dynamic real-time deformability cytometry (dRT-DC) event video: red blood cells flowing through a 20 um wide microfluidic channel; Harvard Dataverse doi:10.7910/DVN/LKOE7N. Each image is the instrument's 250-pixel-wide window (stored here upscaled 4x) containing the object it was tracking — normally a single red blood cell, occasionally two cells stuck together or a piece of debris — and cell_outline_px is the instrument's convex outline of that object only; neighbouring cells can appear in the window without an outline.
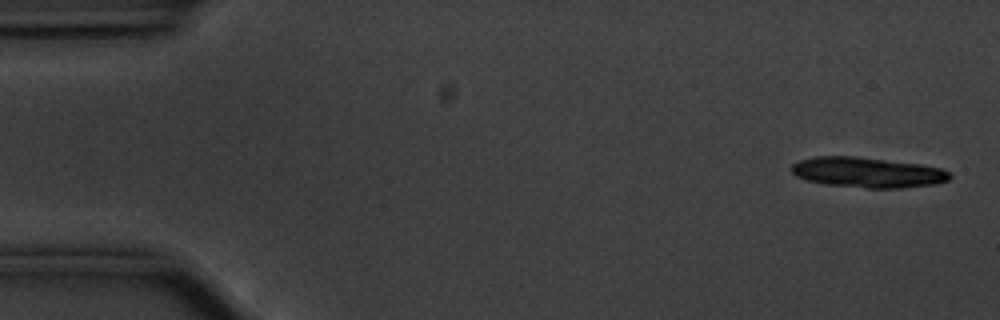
{"species": "common noctule bat (a hibernating species)", "species_latin": "Nyctalus noctula", "temperature_condition": "cold", "stored_images_in_passage": 15, "camera_frame_rate_fps": 3000, "um_per_image_px": 0.085, "animal": {"sex": "male", "body_mass_g": 20.1, "forearm_length_mm": 53.5}, "frame": {"image": 1, "passage_image": 2, "time_ms": 0.333, "image_size_px": [1000, 320], "cell_outline_px": [[952, 176], [948, 180], [936, 184], [900, 188], [868, 188], [824, 184], [808, 180], [796, 176], [792, 172], [792, 164], [800, 160], [816, 156], [856, 156], [920, 164], [940, 168], [948, 172]], "centroid_in_image_um": [73.74, 14.65], "position_along_channel_um": 11.3, "area_um2": 27.86}}